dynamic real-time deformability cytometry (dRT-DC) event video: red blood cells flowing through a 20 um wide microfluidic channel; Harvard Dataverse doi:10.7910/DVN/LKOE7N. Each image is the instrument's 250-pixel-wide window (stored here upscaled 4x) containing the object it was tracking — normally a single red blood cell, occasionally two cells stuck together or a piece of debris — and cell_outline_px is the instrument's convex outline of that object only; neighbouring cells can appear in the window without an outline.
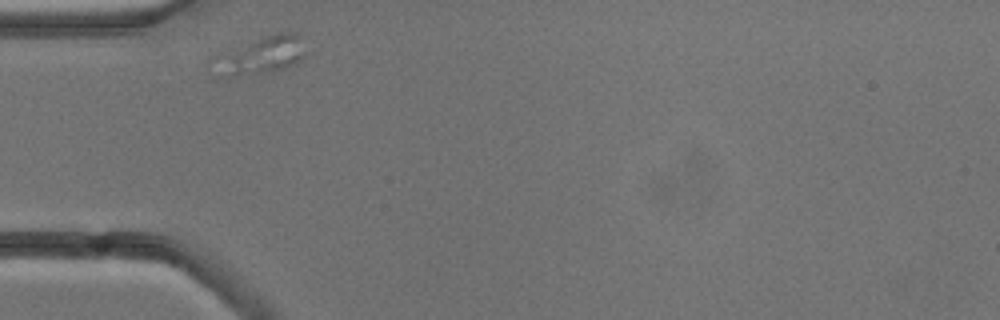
{"species": "common noctule bat (a hibernating species)", "species_latin": "Nyctalus noctula", "temperature_condition": "cold", "stored_images_in_passage": 2, "camera_frame_rate_fps": 3000, "um_per_image_px": 0.085, "animal": {"sex": "male", "body_mass_g": 13.3}, "frame": {"image": 1, "passage_image": 1, "time_ms": 0.0, "image_size_px": [1000, 320], "cell_outline_px": [[304, 56], [296, 64], [284, 68], [264, 72], [236, 76], [228, 76], [228, 72], [236, 60], [252, 44], [268, 36], [280, 32], [296, 32], [300, 36]], "centroid_in_image_um": [22.91, 4.65], "position_along_channel_um": 62.1, "area_um2": 15.26}}